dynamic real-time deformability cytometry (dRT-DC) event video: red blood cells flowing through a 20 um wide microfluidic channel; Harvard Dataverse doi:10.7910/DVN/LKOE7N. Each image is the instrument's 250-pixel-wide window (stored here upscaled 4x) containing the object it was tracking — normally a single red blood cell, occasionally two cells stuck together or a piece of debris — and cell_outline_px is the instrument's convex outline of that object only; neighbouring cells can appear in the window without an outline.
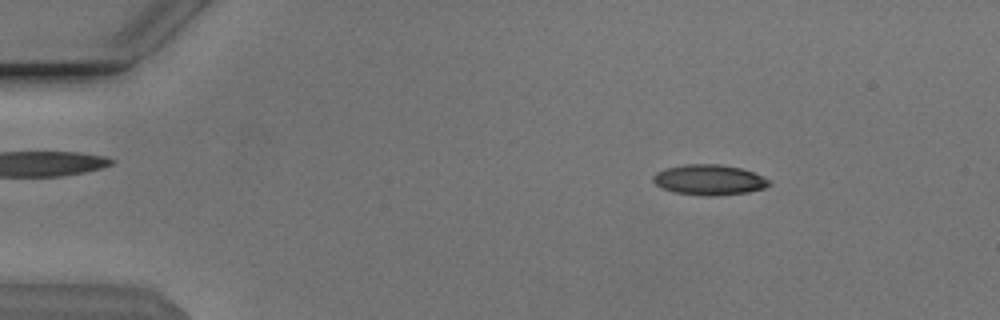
{"species": "Egyptian fruit bat (a non-hibernating species)", "species_latin": "Rousettus aegyptiacus", "temperature_condition": "cold", "stored_images_in_passage": 51, "camera_frame_rate_fps": 3000, "um_per_image_px": 0.085, "animal": {"sex": "male"}, "frame": {"image": 1, "passage_image": 5, "time_ms": 1.333, "image_size_px": [1000, 320], "cell_outline_px": [[772, 184], [764, 188], [748, 192], [716, 196], [704, 196], [676, 192], [660, 188], [652, 180], [652, 176], [656, 172], [668, 168], [684, 164], [720, 164], [740, 168], [752, 172], [772, 180]], "centroid_in_image_um": [60.29, 15.29], "position_along_channel_um": 24.7, "area_um2": 20.63}}
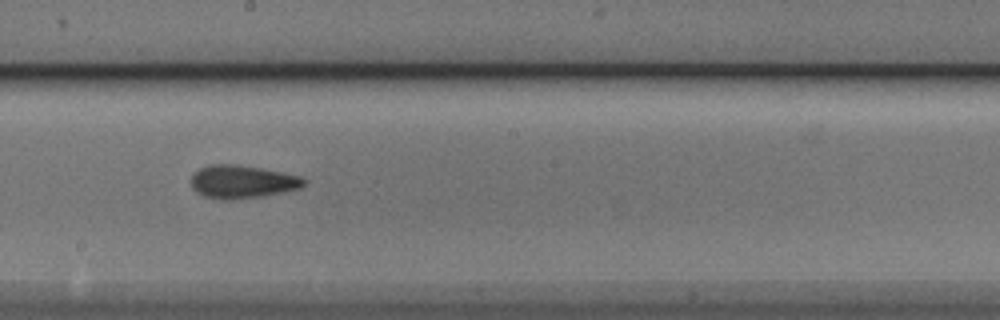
{"frame": {"image": 2, "passage_image": 27, "time_ms": 8.667, "image_size_px": [1000, 320], "cell_outline_px": [[308, 180], [300, 188], [260, 196], [232, 200], [220, 200], [204, 196], [196, 192], [192, 188], [192, 176], [200, 168], [212, 164], [236, 164], [260, 168], [300, 176]], "centroid_in_image_um": [20.57, 15.45], "position_along_channel_um": 227.6, "area_um2": 21.56}}
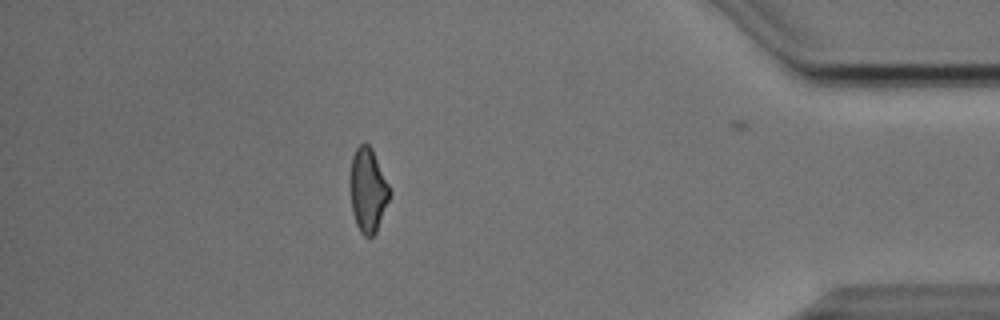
{"frame": {"image": 3, "passage_image": 44, "time_ms": 14.333, "image_size_px": [1000, 320], "cell_outline_px": [[392, 192], [376, 232], [372, 236], [364, 236], [360, 232], [356, 224], [352, 212], [348, 184], [352, 156], [356, 148], [360, 144], [368, 144], [372, 148]], "centroid_in_image_um": [31.25, 16.16], "position_along_channel_um": 404.0, "area_um2": 19.65}, "authors_computed_cell_mechanics": {"area_um2": 20.4034, "velocity_mm_per_s": 3.8519, "shape_relaxation_time_tau1_ms": 5.7678, "shape_relaxation_time_tau2_ms": 2.8959, "deformation_change_tau1": 0.1486, "deformation_change_tau2": 0.0999}}